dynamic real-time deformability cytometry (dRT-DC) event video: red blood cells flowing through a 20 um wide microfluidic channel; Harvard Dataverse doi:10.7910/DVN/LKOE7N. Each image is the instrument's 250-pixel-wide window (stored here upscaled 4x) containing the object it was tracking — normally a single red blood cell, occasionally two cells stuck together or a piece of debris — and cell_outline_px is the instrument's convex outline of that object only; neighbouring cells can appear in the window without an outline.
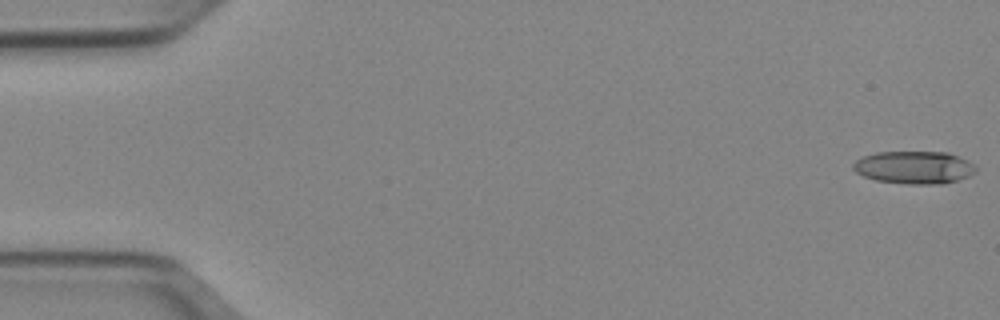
{"species": "Egyptian fruit bat (a non-hibernating species)", "species_latin": "Rousettus aegyptiacus", "temperature_condition": "cold", "stored_images_in_passage": 51, "camera_frame_rate_fps": 3000, "um_per_image_px": 0.085, "animal": {"sex": "female"}, "frame": {"image": 1, "passage_image": 1, "time_ms": 0.0, "image_size_px": [1000, 320], "cell_outline_px": [[976, 172], [968, 176], [944, 184], [908, 184], [876, 180], [864, 176], [856, 172], [852, 168], [852, 164], [856, 160], [864, 156], [876, 152], [948, 152], [972, 164], [976, 168]], "centroid_in_image_um": [77.67, 14.23], "position_along_channel_um": 7.3, "area_um2": 23.18}}
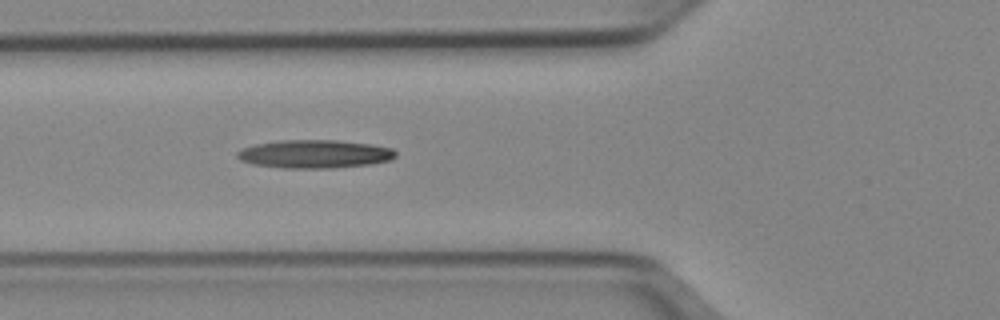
{"frame": {"image": 2, "passage_image": 19, "time_ms": 6.0, "image_size_px": [1000, 320], "cell_outline_px": [[396, 156], [392, 160], [368, 164], [332, 168], [284, 168], [252, 164], [240, 160], [236, 156], [236, 152], [244, 148], [256, 144], [280, 140], [336, 140], [372, 144], [392, 148], [396, 152]], "centroid_in_image_um": [26.75, 13.09], "position_along_channel_um": 99.1, "area_um2": 26.13}}
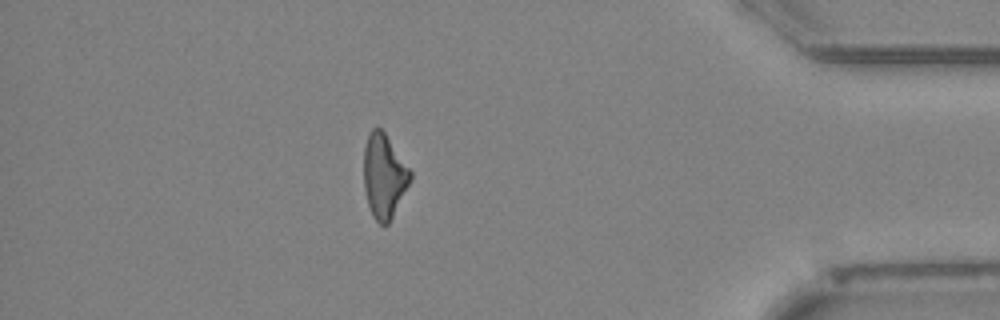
{"frame": {"image": 3, "passage_image": 45, "time_ms": 14.667, "image_size_px": [1000, 320], "cell_outline_px": [[412, 180], [388, 224], [380, 224], [372, 216], [368, 204], [364, 188], [364, 148], [368, 136], [372, 128], [380, 128], [384, 132], [412, 172]], "centroid_in_image_um": [32.65, 14.98], "position_along_channel_um": 402.6, "area_um2": 22.6}, "authors_computed_cell_mechanics": {"area_um2": 23.7558, "velocity_mm_per_s": 3.9669, "shape_relaxation_time_tau1_ms": null, "shape_relaxation_time_tau2_ms": 5.1137, "deformation_change_tau1": null, "deformation_change_tau2": 0.2158}}